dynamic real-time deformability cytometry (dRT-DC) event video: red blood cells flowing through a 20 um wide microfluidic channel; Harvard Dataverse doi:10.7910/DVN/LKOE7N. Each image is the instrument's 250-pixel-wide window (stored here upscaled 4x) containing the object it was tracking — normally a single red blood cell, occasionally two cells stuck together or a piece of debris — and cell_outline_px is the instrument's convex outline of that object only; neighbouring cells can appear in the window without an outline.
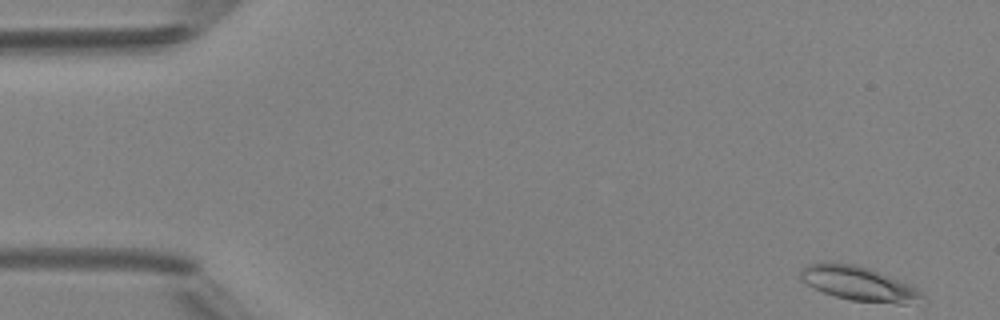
{"species": "Egyptian fruit bat (a non-hibernating species)", "species_latin": "Rousettus aegyptiacus", "temperature_condition": "room temperature", "stored_images_in_passage": 48, "camera_frame_rate_fps": 3000, "um_per_image_px": 0.085, "animal": {"sex": "female"}, "frame": {"image": 1, "passage_image": 1, "time_ms": 0.0, "image_size_px": [1000, 320], "cell_outline_px": [[924, 296], [908, 304], [896, 304], [852, 300], [836, 296], [824, 292], [808, 284], [800, 276], [800, 268], [808, 264], [856, 264], [868, 268], [900, 280], [920, 288]], "centroid_in_image_um": [73.05, 24.12], "position_along_channel_um": 12.0, "area_um2": 23.64}}
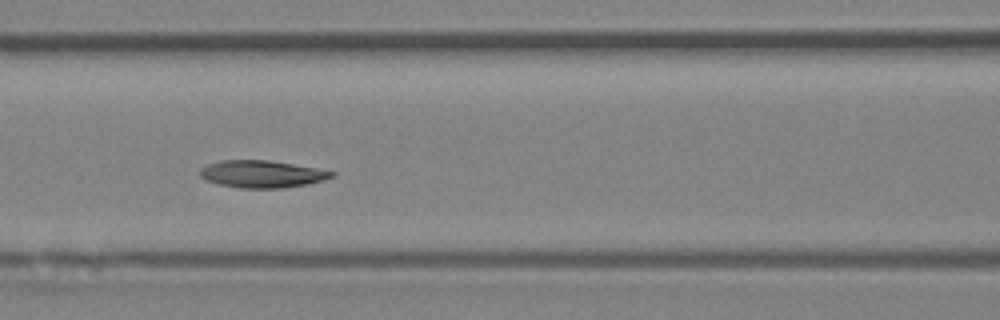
{"frame": {"image": 2, "passage_image": 20, "time_ms": 6.333, "image_size_px": [1000, 320], "cell_outline_px": [[336, 176], [324, 180], [308, 184], [284, 188], [240, 188], [220, 184], [208, 180], [200, 176], [200, 168], [208, 164], [220, 160], [268, 160], [316, 168], [336, 172]], "centroid_in_image_um": [22.3, 14.79], "position_along_channel_um": 144.3, "area_um2": 20.87}}
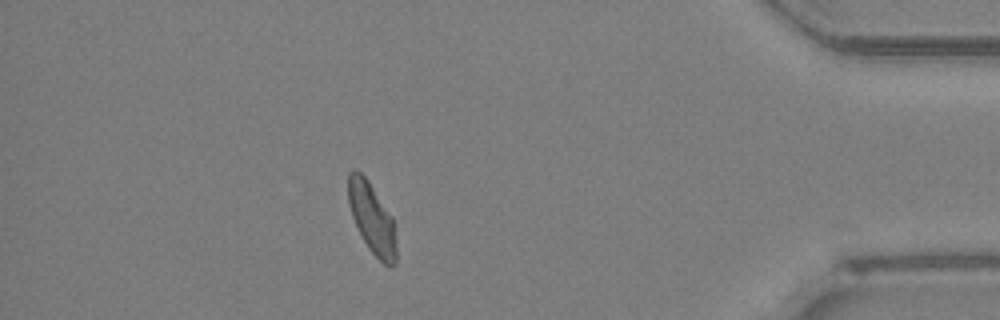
{"frame": {"image": 3, "passage_image": 42, "time_ms": 13.667, "image_size_px": [1000, 320], "cell_outline_px": [[396, 264], [392, 268], [388, 268], [368, 248], [352, 216], [348, 204], [348, 172], [352, 168], [356, 168], [368, 180], [392, 216], [396, 244]], "centroid_in_image_um": [31.61, 18.55], "position_along_channel_um": 403.6, "area_um2": 19.77}, "authors_computed_cell_mechanics": {"area_um2": 21.1259, "velocity_mm_per_s": 4.1437, "shape_relaxation_time_tau1_ms": 3.1429, "shape_relaxation_time_tau2_ms": 5.0045, "deformation_change_tau1": 0.1303, "deformation_change_tau2": 0.0816}}